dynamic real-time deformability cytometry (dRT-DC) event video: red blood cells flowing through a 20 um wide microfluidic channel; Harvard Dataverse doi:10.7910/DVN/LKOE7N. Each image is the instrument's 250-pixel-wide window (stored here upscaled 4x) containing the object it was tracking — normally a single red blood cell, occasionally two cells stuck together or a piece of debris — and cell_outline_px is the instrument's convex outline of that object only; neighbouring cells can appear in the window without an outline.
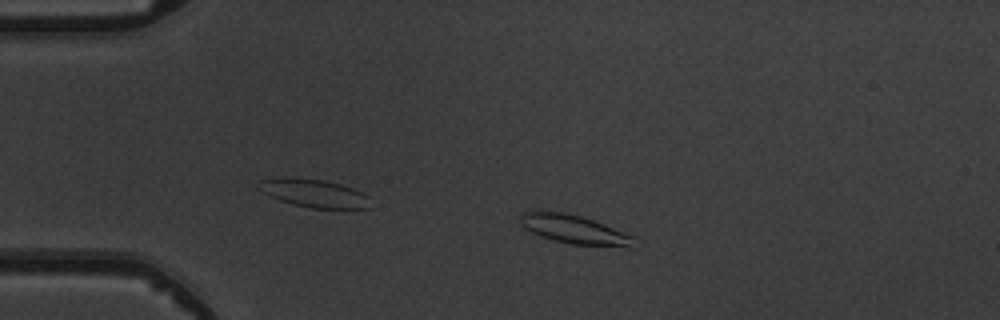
{"species": "common noctule bat (a hibernating species)", "species_latin": "Nyctalus noctula", "temperature_condition": "warm", "stored_images_in_passage": 3, "camera_frame_rate_fps": 3000, "um_per_image_px": 0.085, "animal": {"sex": "male", "body_mass_g": 19.5, "forearm_length_mm": 54.6}, "frame": {"image": 1, "passage_image": 2, "time_ms": 1.0, "image_size_px": [1000, 320], "cell_outline_px": [[636, 248], [628, 248], [572, 244], [540, 236], [524, 228], [520, 224], [520, 212], [540, 208], [564, 212], [580, 216], [604, 224], [636, 236]], "centroid_in_image_um": [48.83, 19.49], "position_along_channel_um": 36.2, "area_um2": 19.88}}